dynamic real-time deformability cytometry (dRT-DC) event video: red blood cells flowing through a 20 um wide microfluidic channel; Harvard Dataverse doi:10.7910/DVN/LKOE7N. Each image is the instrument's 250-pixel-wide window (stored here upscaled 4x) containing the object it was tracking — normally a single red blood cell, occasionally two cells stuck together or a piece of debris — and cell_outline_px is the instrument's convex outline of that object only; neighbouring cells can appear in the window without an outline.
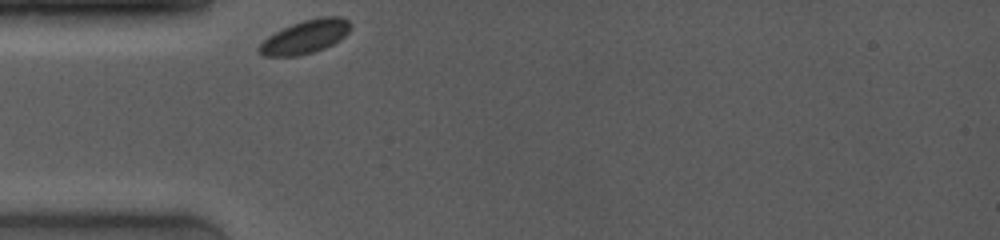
{"species": "common noctule bat (a hibernating species)", "species_latin": "Nyctalus noctula", "temperature_condition": "room temperature", "stored_images_in_passage": 10, "camera_frame_rate_fps": 4000, "um_per_image_px": 0.085, "animal": {"sex": "female", "body_mass_g": 19.0, "forearm_length_mm": 53.3}, "frame": {"image": 1, "passage_image": 1, "time_ms": 0.0, "image_size_px": [1000, 240], "cell_outline_px": [[352, 24], [348, 32], [340, 40], [324, 48], [312, 52], [296, 56], [264, 56], [256, 52], [256, 48], [268, 36], [292, 24], [304, 20], [320, 16], [340, 16], [348, 20]], "centroid_in_image_um": [25.94, 3.12], "position_along_channel_um": 59.1, "area_um2": 17.8}}
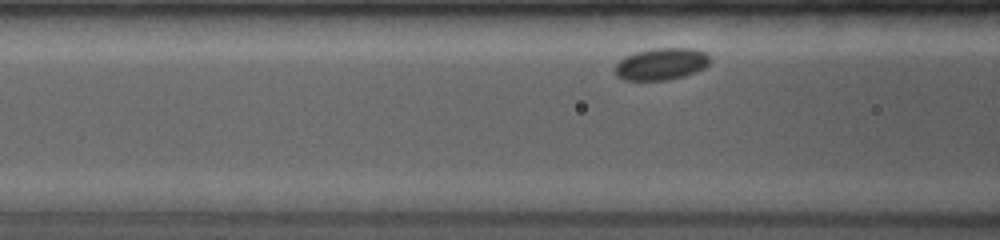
{"frame": {"image": 2, "passage_image": 6, "time_ms": 1.5, "image_size_px": [1000, 240], "cell_outline_px": [[708, 64], [704, 68], [696, 72], [684, 76], [668, 80], [624, 80], [616, 76], [616, 64], [624, 56], [636, 52], [652, 48], [696, 48], [704, 52], [708, 56]], "centroid_in_image_um": [56.2, 5.44], "position_along_channel_um": 110.4, "area_um2": 17.69}}